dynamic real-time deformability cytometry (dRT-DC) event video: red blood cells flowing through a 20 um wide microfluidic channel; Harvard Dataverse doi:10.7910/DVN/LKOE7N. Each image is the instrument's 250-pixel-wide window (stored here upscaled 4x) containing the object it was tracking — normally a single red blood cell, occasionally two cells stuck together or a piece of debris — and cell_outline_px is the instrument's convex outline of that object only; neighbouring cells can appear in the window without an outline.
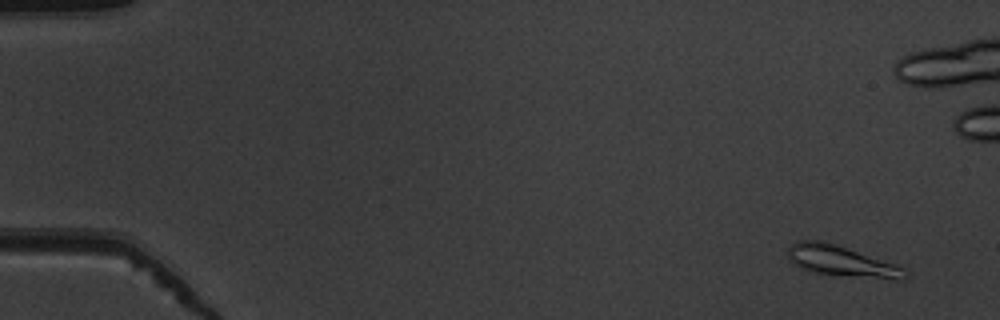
{"species": "common noctule bat (a hibernating species)", "species_latin": "Nyctalus noctula", "temperature_condition": "warm", "stored_images_in_passage": 55, "camera_frame_rate_fps": 3000, "um_per_image_px": 0.085, "animal": {"sex": "male", "body_mass_g": 19.5, "forearm_length_mm": 54.6}, "frame": {"image": 1, "passage_image": 4, "time_ms": 1.0, "image_size_px": [1000, 320], "cell_outline_px": [[904, 268], [900, 280], [812, 272], [792, 264], [788, 256], [788, 248], [796, 240], [824, 240], [896, 264]], "centroid_in_image_um": [71.42, 22.15], "position_along_channel_um": 13.6, "area_um2": 20.52}}
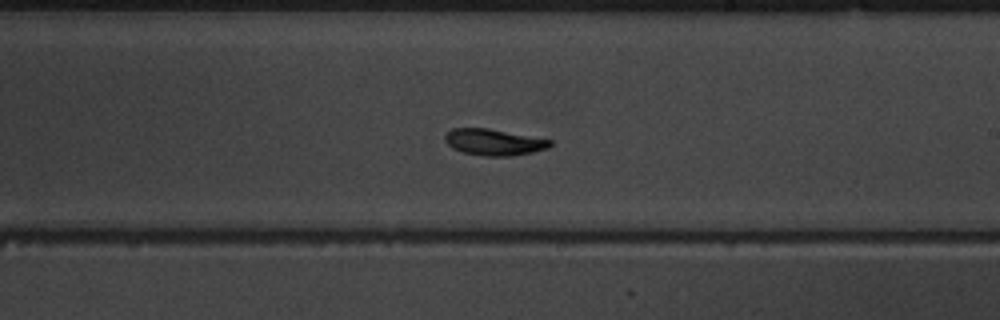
{"frame": {"image": 2, "passage_image": 33, "time_ms": 10.667, "image_size_px": [1000, 320], "cell_outline_px": [[552, 144], [548, 148], [532, 152], [512, 156], [484, 156], [464, 152], [452, 148], [444, 140], [444, 136], [452, 128], [488, 128], [552, 140]], "centroid_in_image_um": [41.97, 12.08], "position_along_channel_um": 247.0, "area_um2": 16.07}}
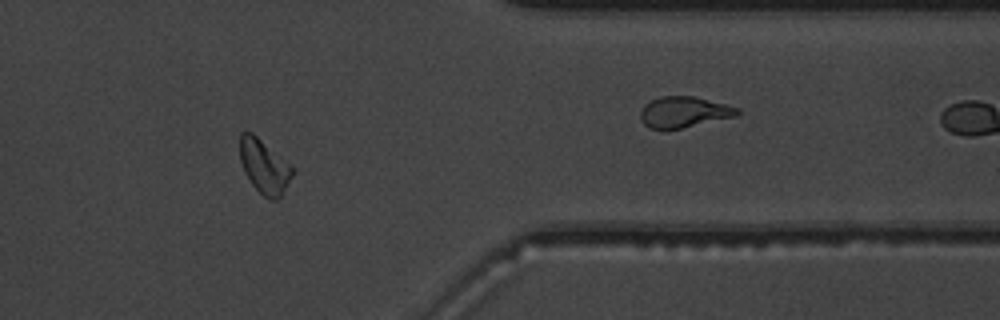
{"frame": {"image": 3, "passage_image": 45, "time_ms": 14.667, "image_size_px": [1000, 320], "cell_outline_px": [[292, 176], [288, 184], [280, 196], [276, 200], [268, 200], [252, 184], [244, 172], [240, 160], [240, 132], [252, 132], [288, 164], [292, 168]], "centroid_in_image_um": [22.42, 14.16], "position_along_channel_um": 389.0, "area_um2": 16.01}, "authors_computed_cell_mechanics": {"area_um2": 16.762, "velocity_mm_per_s": 3.8959, "shape_relaxation_time_tau1_ms": 2.2301, "shape_relaxation_time_tau2_ms": 6.3805, "deformation_change_tau1": 0.1368, "deformation_change_tau2": 0.145}}